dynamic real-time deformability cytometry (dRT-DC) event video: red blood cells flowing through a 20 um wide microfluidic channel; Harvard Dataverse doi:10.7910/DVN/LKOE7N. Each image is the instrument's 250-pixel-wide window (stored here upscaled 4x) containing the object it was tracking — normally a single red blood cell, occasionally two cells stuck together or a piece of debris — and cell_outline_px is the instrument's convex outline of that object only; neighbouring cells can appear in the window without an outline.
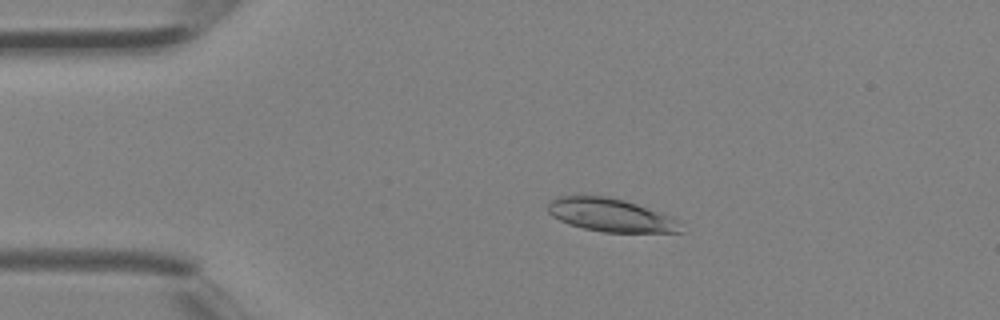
{"species": "Egyptian fruit bat (a non-hibernating species)", "species_latin": "Rousettus aegyptiacus", "temperature_condition": "room temperature", "stored_images_in_passage": 3, "camera_frame_rate_fps": 3000, "um_per_image_px": 0.085, "animal": {"sex": "female"}, "frame": {"image": 1, "passage_image": 2, "time_ms": 0.333, "image_size_px": [1000, 320], "cell_outline_px": [[680, 232], [604, 232], [584, 228], [568, 224], [552, 216], [548, 212], [548, 204], [552, 200], [560, 196], [584, 192], [608, 196], [624, 200], [672, 216], [676, 220]], "centroid_in_image_um": [51.8, 18.23], "position_along_channel_um": 33.2, "area_um2": 25.95}}